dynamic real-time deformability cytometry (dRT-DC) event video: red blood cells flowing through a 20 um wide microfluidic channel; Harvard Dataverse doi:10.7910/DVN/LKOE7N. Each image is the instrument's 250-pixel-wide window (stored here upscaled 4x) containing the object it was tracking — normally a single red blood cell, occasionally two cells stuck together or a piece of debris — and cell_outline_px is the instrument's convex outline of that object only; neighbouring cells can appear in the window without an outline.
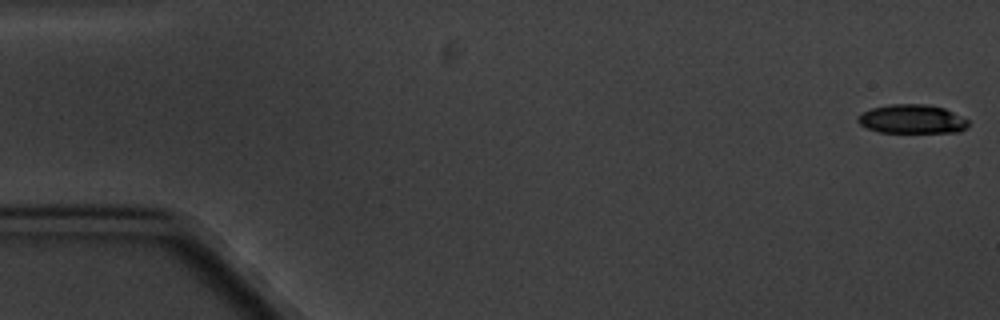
{"species": "common noctule bat (a hibernating species)", "species_latin": "Nyctalus noctula", "temperature_condition": "cold", "stored_images_in_passage": 17, "camera_frame_rate_fps": 3000, "um_per_image_px": 0.085, "animal": {"sex": "male", "body_mass_g": 20.1, "forearm_length_mm": 53.5}, "frame": {"image": 1, "passage_image": 1, "time_ms": 0.0, "image_size_px": [1000, 320], "cell_outline_px": [[968, 124], [960, 132], [880, 132], [868, 128], [860, 124], [856, 120], [856, 116], [872, 108], [888, 104], [924, 104], [944, 108], [968, 120]], "centroid_in_image_um": [77.49, 10.12], "position_along_channel_um": 7.5, "area_um2": 18.44}}
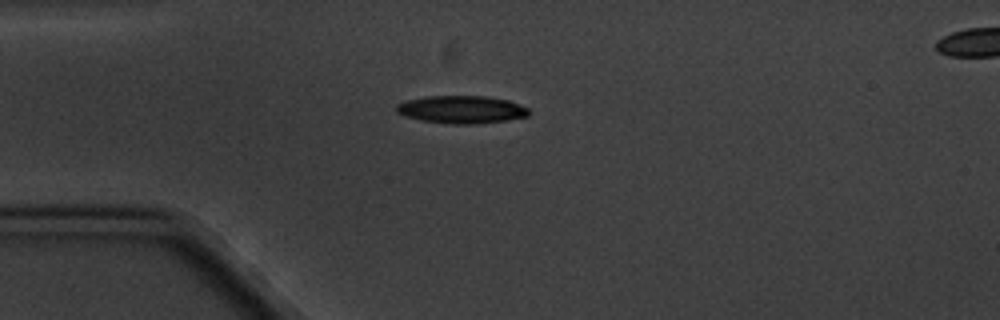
{"frame": {"image": 2, "passage_image": 5, "time_ms": 4.667, "image_size_px": [1000, 320], "cell_outline_px": [[532, 112], [528, 116], [508, 120], [472, 124], [448, 124], [420, 120], [396, 112], [396, 104], [404, 100], [428, 96], [484, 96], [508, 100], [528, 108]], "centroid_in_image_um": [39.23, 9.31], "position_along_channel_um": 45.8, "area_um2": 21.44}}
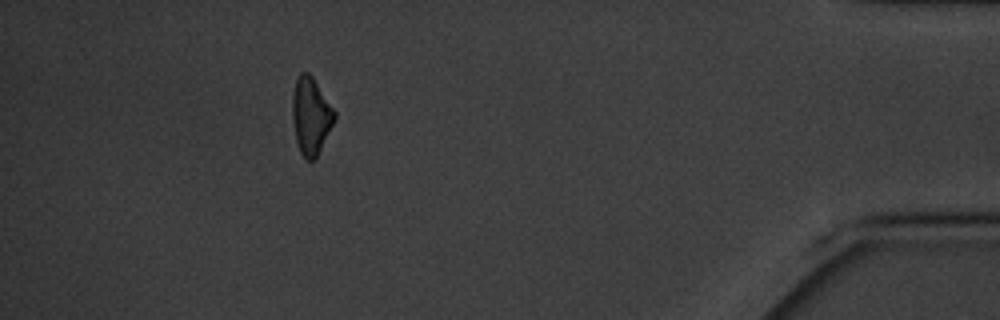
{"frame": {"image": 3, "passage_image": 16, "time_ms": 17.667, "image_size_px": [1000, 320], "cell_outline_px": [[336, 116], [316, 156], [312, 160], [308, 160], [300, 152], [296, 140], [292, 120], [292, 96], [296, 80], [300, 72], [308, 72], [312, 76], [336, 112]], "centroid_in_image_um": [26.4, 9.8], "position_along_channel_um": 408.8, "area_um2": 18.5}, "authors_computed_cell_mechanics": {"area_um2": 19.7676, "velocity_mm_per_s": 3.3296, "shape_relaxation_time_tau1_ms": 3.6885, "shape_relaxation_time_tau2_ms": null, "deformation_change_tau1": 0.1285, "deformation_change_tau2": null}}